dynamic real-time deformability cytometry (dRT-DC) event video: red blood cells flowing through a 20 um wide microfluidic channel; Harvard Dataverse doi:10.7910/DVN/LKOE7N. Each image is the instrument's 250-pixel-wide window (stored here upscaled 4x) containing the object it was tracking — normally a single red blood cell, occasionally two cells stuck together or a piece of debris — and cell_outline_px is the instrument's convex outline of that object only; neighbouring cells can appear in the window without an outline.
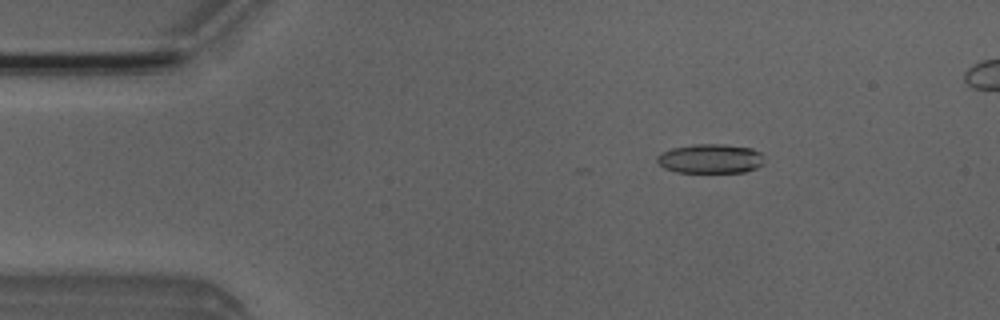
{"species": "Egyptian fruit bat (a non-hibernating species)", "species_latin": "Rousettus aegyptiacus", "temperature_condition": "room temperature", "stored_images_in_passage": 5, "camera_frame_rate_fps": 3000, "um_per_image_px": 0.085, "animal": {"sex": "male"}, "frame": {"image": 1, "passage_image": 3, "time_ms": 2.333, "image_size_px": [1000, 320], "cell_outline_px": [[764, 164], [756, 168], [744, 172], [676, 172], [664, 168], [656, 160], [656, 156], [672, 148], [696, 144], [720, 144], [752, 148], [760, 152], [764, 156]], "centroid_in_image_um": [60.42, 13.49], "position_along_channel_um": 24.6, "area_um2": 18.32}}